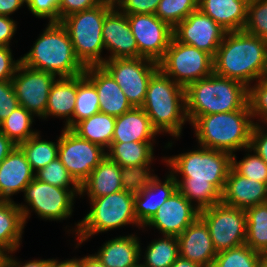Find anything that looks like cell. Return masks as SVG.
<instances>
[{"mask_svg":"<svg viewBox=\"0 0 267 267\" xmlns=\"http://www.w3.org/2000/svg\"><path fill=\"white\" fill-rule=\"evenodd\" d=\"M77 96V76L59 77L53 83L46 107L45 115L41 118L46 120L49 116L61 117L66 125L73 117Z\"/></svg>","mask_w":267,"mask_h":267,"instance_id":"30","label":"cell"},{"mask_svg":"<svg viewBox=\"0 0 267 267\" xmlns=\"http://www.w3.org/2000/svg\"><path fill=\"white\" fill-rule=\"evenodd\" d=\"M102 66L123 90L132 107H142L151 77L159 64L143 57L105 60Z\"/></svg>","mask_w":267,"mask_h":267,"instance_id":"12","label":"cell"},{"mask_svg":"<svg viewBox=\"0 0 267 267\" xmlns=\"http://www.w3.org/2000/svg\"><path fill=\"white\" fill-rule=\"evenodd\" d=\"M23 193L26 204L18 203L17 206L22 211L26 224L32 210L45 221H61L70 218L74 209V200L78 195L80 196V189L61 188L35 177Z\"/></svg>","mask_w":267,"mask_h":267,"instance_id":"9","label":"cell"},{"mask_svg":"<svg viewBox=\"0 0 267 267\" xmlns=\"http://www.w3.org/2000/svg\"><path fill=\"white\" fill-rule=\"evenodd\" d=\"M25 225L17 203L0 200V256L20 248Z\"/></svg>","mask_w":267,"mask_h":267,"instance_id":"29","label":"cell"},{"mask_svg":"<svg viewBox=\"0 0 267 267\" xmlns=\"http://www.w3.org/2000/svg\"><path fill=\"white\" fill-rule=\"evenodd\" d=\"M244 31L267 40V0H249Z\"/></svg>","mask_w":267,"mask_h":267,"instance_id":"41","label":"cell"},{"mask_svg":"<svg viewBox=\"0 0 267 267\" xmlns=\"http://www.w3.org/2000/svg\"><path fill=\"white\" fill-rule=\"evenodd\" d=\"M179 256L201 267H212L217 252L205 221L199 216L179 236Z\"/></svg>","mask_w":267,"mask_h":267,"instance_id":"21","label":"cell"},{"mask_svg":"<svg viewBox=\"0 0 267 267\" xmlns=\"http://www.w3.org/2000/svg\"><path fill=\"white\" fill-rule=\"evenodd\" d=\"M135 179L124 190L98 198H89L90 211L71 231L77 236L76 247L98 233L114 230L126 225L142 229L134 212Z\"/></svg>","mask_w":267,"mask_h":267,"instance_id":"6","label":"cell"},{"mask_svg":"<svg viewBox=\"0 0 267 267\" xmlns=\"http://www.w3.org/2000/svg\"><path fill=\"white\" fill-rule=\"evenodd\" d=\"M159 69L175 83L186 88L189 84L214 73L213 56L196 47L172 38Z\"/></svg>","mask_w":267,"mask_h":267,"instance_id":"10","label":"cell"},{"mask_svg":"<svg viewBox=\"0 0 267 267\" xmlns=\"http://www.w3.org/2000/svg\"><path fill=\"white\" fill-rule=\"evenodd\" d=\"M135 178L107 155L80 185V197L98 198L126 189Z\"/></svg>","mask_w":267,"mask_h":267,"instance_id":"20","label":"cell"},{"mask_svg":"<svg viewBox=\"0 0 267 267\" xmlns=\"http://www.w3.org/2000/svg\"><path fill=\"white\" fill-rule=\"evenodd\" d=\"M84 75L97 90L100 112L117 117L133 108L121 87L102 65L86 67Z\"/></svg>","mask_w":267,"mask_h":267,"instance_id":"23","label":"cell"},{"mask_svg":"<svg viewBox=\"0 0 267 267\" xmlns=\"http://www.w3.org/2000/svg\"><path fill=\"white\" fill-rule=\"evenodd\" d=\"M158 131L141 107L117 116L112 142H155Z\"/></svg>","mask_w":267,"mask_h":267,"instance_id":"26","label":"cell"},{"mask_svg":"<svg viewBox=\"0 0 267 267\" xmlns=\"http://www.w3.org/2000/svg\"><path fill=\"white\" fill-rule=\"evenodd\" d=\"M26 5V0H0V15L11 16Z\"/></svg>","mask_w":267,"mask_h":267,"instance_id":"51","label":"cell"},{"mask_svg":"<svg viewBox=\"0 0 267 267\" xmlns=\"http://www.w3.org/2000/svg\"><path fill=\"white\" fill-rule=\"evenodd\" d=\"M254 125L249 102L240 110L198 116L191 123L197 144L231 155L250 147Z\"/></svg>","mask_w":267,"mask_h":267,"instance_id":"3","label":"cell"},{"mask_svg":"<svg viewBox=\"0 0 267 267\" xmlns=\"http://www.w3.org/2000/svg\"><path fill=\"white\" fill-rule=\"evenodd\" d=\"M245 151L246 155L239 161L236 159V154H232L231 167L243 177L267 184V164L250 147H247Z\"/></svg>","mask_w":267,"mask_h":267,"instance_id":"39","label":"cell"},{"mask_svg":"<svg viewBox=\"0 0 267 267\" xmlns=\"http://www.w3.org/2000/svg\"><path fill=\"white\" fill-rule=\"evenodd\" d=\"M221 202L244 210L267 202V184L243 177L231 167Z\"/></svg>","mask_w":267,"mask_h":267,"instance_id":"25","label":"cell"},{"mask_svg":"<svg viewBox=\"0 0 267 267\" xmlns=\"http://www.w3.org/2000/svg\"><path fill=\"white\" fill-rule=\"evenodd\" d=\"M159 134L181 137L186 115L185 88L175 83L160 69L151 77L141 107Z\"/></svg>","mask_w":267,"mask_h":267,"instance_id":"7","label":"cell"},{"mask_svg":"<svg viewBox=\"0 0 267 267\" xmlns=\"http://www.w3.org/2000/svg\"><path fill=\"white\" fill-rule=\"evenodd\" d=\"M19 106L11 80L0 81V123Z\"/></svg>","mask_w":267,"mask_h":267,"instance_id":"44","label":"cell"},{"mask_svg":"<svg viewBox=\"0 0 267 267\" xmlns=\"http://www.w3.org/2000/svg\"><path fill=\"white\" fill-rule=\"evenodd\" d=\"M99 98L95 86L84 74L77 76V96L72 119L64 128L72 129L78 122L99 113Z\"/></svg>","mask_w":267,"mask_h":267,"instance_id":"34","label":"cell"},{"mask_svg":"<svg viewBox=\"0 0 267 267\" xmlns=\"http://www.w3.org/2000/svg\"><path fill=\"white\" fill-rule=\"evenodd\" d=\"M34 115L24 107L18 106L6 119L0 123V131L3 132L16 145L27 141L40 131L32 129Z\"/></svg>","mask_w":267,"mask_h":267,"instance_id":"36","label":"cell"},{"mask_svg":"<svg viewBox=\"0 0 267 267\" xmlns=\"http://www.w3.org/2000/svg\"><path fill=\"white\" fill-rule=\"evenodd\" d=\"M248 102L255 124L267 125V77L258 80L249 87Z\"/></svg>","mask_w":267,"mask_h":267,"instance_id":"42","label":"cell"},{"mask_svg":"<svg viewBox=\"0 0 267 267\" xmlns=\"http://www.w3.org/2000/svg\"><path fill=\"white\" fill-rule=\"evenodd\" d=\"M101 0H61L59 4V22L70 14L97 6Z\"/></svg>","mask_w":267,"mask_h":267,"instance_id":"47","label":"cell"},{"mask_svg":"<svg viewBox=\"0 0 267 267\" xmlns=\"http://www.w3.org/2000/svg\"><path fill=\"white\" fill-rule=\"evenodd\" d=\"M198 148L163 158L177 182V189L201 211L221 202L232 155L202 146Z\"/></svg>","mask_w":267,"mask_h":267,"instance_id":"1","label":"cell"},{"mask_svg":"<svg viewBox=\"0 0 267 267\" xmlns=\"http://www.w3.org/2000/svg\"><path fill=\"white\" fill-rule=\"evenodd\" d=\"M35 177L40 181L61 188L80 189V185L69 174L58 157L36 172Z\"/></svg>","mask_w":267,"mask_h":267,"instance_id":"40","label":"cell"},{"mask_svg":"<svg viewBox=\"0 0 267 267\" xmlns=\"http://www.w3.org/2000/svg\"><path fill=\"white\" fill-rule=\"evenodd\" d=\"M249 88L243 83L211 74L185 88L189 124L198 116L242 109L248 103Z\"/></svg>","mask_w":267,"mask_h":267,"instance_id":"4","label":"cell"},{"mask_svg":"<svg viewBox=\"0 0 267 267\" xmlns=\"http://www.w3.org/2000/svg\"><path fill=\"white\" fill-rule=\"evenodd\" d=\"M207 224L217 253L244 245L246 242V211L222 202L200 211Z\"/></svg>","mask_w":267,"mask_h":267,"instance_id":"11","label":"cell"},{"mask_svg":"<svg viewBox=\"0 0 267 267\" xmlns=\"http://www.w3.org/2000/svg\"><path fill=\"white\" fill-rule=\"evenodd\" d=\"M17 145L0 131V163L11 153Z\"/></svg>","mask_w":267,"mask_h":267,"instance_id":"52","label":"cell"},{"mask_svg":"<svg viewBox=\"0 0 267 267\" xmlns=\"http://www.w3.org/2000/svg\"><path fill=\"white\" fill-rule=\"evenodd\" d=\"M161 0H118L115 6L126 15L155 14Z\"/></svg>","mask_w":267,"mask_h":267,"instance_id":"45","label":"cell"},{"mask_svg":"<svg viewBox=\"0 0 267 267\" xmlns=\"http://www.w3.org/2000/svg\"><path fill=\"white\" fill-rule=\"evenodd\" d=\"M34 178L35 172L17 145L0 163V200H13L11 196L24 192Z\"/></svg>","mask_w":267,"mask_h":267,"instance_id":"24","label":"cell"},{"mask_svg":"<svg viewBox=\"0 0 267 267\" xmlns=\"http://www.w3.org/2000/svg\"><path fill=\"white\" fill-rule=\"evenodd\" d=\"M115 5L101 1L97 6L68 15L61 20L66 28L77 59L86 68L105 62L101 53L105 49L102 27L105 15Z\"/></svg>","mask_w":267,"mask_h":267,"instance_id":"8","label":"cell"},{"mask_svg":"<svg viewBox=\"0 0 267 267\" xmlns=\"http://www.w3.org/2000/svg\"><path fill=\"white\" fill-rule=\"evenodd\" d=\"M51 267H82V258H72L64 261L58 259H51Z\"/></svg>","mask_w":267,"mask_h":267,"instance_id":"53","label":"cell"},{"mask_svg":"<svg viewBox=\"0 0 267 267\" xmlns=\"http://www.w3.org/2000/svg\"><path fill=\"white\" fill-rule=\"evenodd\" d=\"M105 60L139 57L138 46L131 32L127 15L114 6L106 15L102 27Z\"/></svg>","mask_w":267,"mask_h":267,"instance_id":"19","label":"cell"},{"mask_svg":"<svg viewBox=\"0 0 267 267\" xmlns=\"http://www.w3.org/2000/svg\"><path fill=\"white\" fill-rule=\"evenodd\" d=\"M11 46H0V81L12 80L21 63V58L15 60Z\"/></svg>","mask_w":267,"mask_h":267,"instance_id":"46","label":"cell"},{"mask_svg":"<svg viewBox=\"0 0 267 267\" xmlns=\"http://www.w3.org/2000/svg\"><path fill=\"white\" fill-rule=\"evenodd\" d=\"M153 144L154 142H112L106 153L133 178H140L153 174L154 170L150 167L154 159Z\"/></svg>","mask_w":267,"mask_h":267,"instance_id":"22","label":"cell"},{"mask_svg":"<svg viewBox=\"0 0 267 267\" xmlns=\"http://www.w3.org/2000/svg\"><path fill=\"white\" fill-rule=\"evenodd\" d=\"M226 33L200 9L193 11L173 28V37L178 42L203 50L213 57Z\"/></svg>","mask_w":267,"mask_h":267,"instance_id":"16","label":"cell"},{"mask_svg":"<svg viewBox=\"0 0 267 267\" xmlns=\"http://www.w3.org/2000/svg\"><path fill=\"white\" fill-rule=\"evenodd\" d=\"M170 267H201L200 265L179 256Z\"/></svg>","mask_w":267,"mask_h":267,"instance_id":"55","label":"cell"},{"mask_svg":"<svg viewBox=\"0 0 267 267\" xmlns=\"http://www.w3.org/2000/svg\"><path fill=\"white\" fill-rule=\"evenodd\" d=\"M101 1H103V2H109V3H112V4L115 5L118 0H101Z\"/></svg>","mask_w":267,"mask_h":267,"instance_id":"57","label":"cell"},{"mask_svg":"<svg viewBox=\"0 0 267 267\" xmlns=\"http://www.w3.org/2000/svg\"><path fill=\"white\" fill-rule=\"evenodd\" d=\"M100 145L79 137L71 129L61 130L58 158L81 185L107 155Z\"/></svg>","mask_w":267,"mask_h":267,"instance_id":"13","label":"cell"},{"mask_svg":"<svg viewBox=\"0 0 267 267\" xmlns=\"http://www.w3.org/2000/svg\"><path fill=\"white\" fill-rule=\"evenodd\" d=\"M127 19L138 46L139 57L159 63L173 38V28L155 14H128Z\"/></svg>","mask_w":267,"mask_h":267,"instance_id":"14","label":"cell"},{"mask_svg":"<svg viewBox=\"0 0 267 267\" xmlns=\"http://www.w3.org/2000/svg\"><path fill=\"white\" fill-rule=\"evenodd\" d=\"M139 240L136 234L112 238L95 255L106 267H136L142 260Z\"/></svg>","mask_w":267,"mask_h":267,"instance_id":"28","label":"cell"},{"mask_svg":"<svg viewBox=\"0 0 267 267\" xmlns=\"http://www.w3.org/2000/svg\"><path fill=\"white\" fill-rule=\"evenodd\" d=\"M263 255L246 244L217 253L212 267H258Z\"/></svg>","mask_w":267,"mask_h":267,"instance_id":"37","label":"cell"},{"mask_svg":"<svg viewBox=\"0 0 267 267\" xmlns=\"http://www.w3.org/2000/svg\"><path fill=\"white\" fill-rule=\"evenodd\" d=\"M258 267H267V256H263Z\"/></svg>","mask_w":267,"mask_h":267,"instance_id":"56","label":"cell"},{"mask_svg":"<svg viewBox=\"0 0 267 267\" xmlns=\"http://www.w3.org/2000/svg\"><path fill=\"white\" fill-rule=\"evenodd\" d=\"M140 256L144 257L143 262H140L143 267H170L179 257L177 236L163 235L151 241L145 253L140 250Z\"/></svg>","mask_w":267,"mask_h":267,"instance_id":"33","label":"cell"},{"mask_svg":"<svg viewBox=\"0 0 267 267\" xmlns=\"http://www.w3.org/2000/svg\"><path fill=\"white\" fill-rule=\"evenodd\" d=\"M12 251L9 253L0 256V267H51V259H34L26 261L25 263L17 261L18 259L13 257ZM12 254V255H11Z\"/></svg>","mask_w":267,"mask_h":267,"instance_id":"49","label":"cell"},{"mask_svg":"<svg viewBox=\"0 0 267 267\" xmlns=\"http://www.w3.org/2000/svg\"><path fill=\"white\" fill-rule=\"evenodd\" d=\"M82 267H106L95 254L82 257Z\"/></svg>","mask_w":267,"mask_h":267,"instance_id":"54","label":"cell"},{"mask_svg":"<svg viewBox=\"0 0 267 267\" xmlns=\"http://www.w3.org/2000/svg\"><path fill=\"white\" fill-rule=\"evenodd\" d=\"M246 242L252 250L267 256V202L247 208Z\"/></svg>","mask_w":267,"mask_h":267,"instance_id":"32","label":"cell"},{"mask_svg":"<svg viewBox=\"0 0 267 267\" xmlns=\"http://www.w3.org/2000/svg\"><path fill=\"white\" fill-rule=\"evenodd\" d=\"M60 1L61 0H26V5L36 18H48L49 22H59Z\"/></svg>","mask_w":267,"mask_h":267,"instance_id":"43","label":"cell"},{"mask_svg":"<svg viewBox=\"0 0 267 267\" xmlns=\"http://www.w3.org/2000/svg\"><path fill=\"white\" fill-rule=\"evenodd\" d=\"M250 148L267 164V129L263 125H254L251 134Z\"/></svg>","mask_w":267,"mask_h":267,"instance_id":"48","label":"cell"},{"mask_svg":"<svg viewBox=\"0 0 267 267\" xmlns=\"http://www.w3.org/2000/svg\"><path fill=\"white\" fill-rule=\"evenodd\" d=\"M249 0H199L198 9L227 32L242 31L247 22Z\"/></svg>","mask_w":267,"mask_h":267,"instance_id":"27","label":"cell"},{"mask_svg":"<svg viewBox=\"0 0 267 267\" xmlns=\"http://www.w3.org/2000/svg\"><path fill=\"white\" fill-rule=\"evenodd\" d=\"M200 216V211L177 189L142 227H153L163 235L179 236Z\"/></svg>","mask_w":267,"mask_h":267,"instance_id":"17","label":"cell"},{"mask_svg":"<svg viewBox=\"0 0 267 267\" xmlns=\"http://www.w3.org/2000/svg\"><path fill=\"white\" fill-rule=\"evenodd\" d=\"M199 0H161L155 15L174 28L178 23L198 9Z\"/></svg>","mask_w":267,"mask_h":267,"instance_id":"38","label":"cell"},{"mask_svg":"<svg viewBox=\"0 0 267 267\" xmlns=\"http://www.w3.org/2000/svg\"><path fill=\"white\" fill-rule=\"evenodd\" d=\"M17 21L10 16L0 15V46H10L17 31Z\"/></svg>","mask_w":267,"mask_h":267,"instance_id":"50","label":"cell"},{"mask_svg":"<svg viewBox=\"0 0 267 267\" xmlns=\"http://www.w3.org/2000/svg\"><path fill=\"white\" fill-rule=\"evenodd\" d=\"M20 58L25 66L52 73L57 78L74 77L85 72L75 55L69 34L60 22H48L29 52Z\"/></svg>","mask_w":267,"mask_h":267,"instance_id":"5","label":"cell"},{"mask_svg":"<svg viewBox=\"0 0 267 267\" xmlns=\"http://www.w3.org/2000/svg\"><path fill=\"white\" fill-rule=\"evenodd\" d=\"M18 146L24 152L27 161L36 173L58 157L59 137L55 143L46 139L43 140L38 132Z\"/></svg>","mask_w":267,"mask_h":267,"instance_id":"35","label":"cell"},{"mask_svg":"<svg viewBox=\"0 0 267 267\" xmlns=\"http://www.w3.org/2000/svg\"><path fill=\"white\" fill-rule=\"evenodd\" d=\"M56 77L52 73L35 70L20 63L11 80L19 106L24 107L34 116L42 118Z\"/></svg>","mask_w":267,"mask_h":267,"instance_id":"15","label":"cell"},{"mask_svg":"<svg viewBox=\"0 0 267 267\" xmlns=\"http://www.w3.org/2000/svg\"><path fill=\"white\" fill-rule=\"evenodd\" d=\"M214 74L243 83L267 77V40L242 31L227 32L215 56Z\"/></svg>","mask_w":267,"mask_h":267,"instance_id":"2","label":"cell"},{"mask_svg":"<svg viewBox=\"0 0 267 267\" xmlns=\"http://www.w3.org/2000/svg\"><path fill=\"white\" fill-rule=\"evenodd\" d=\"M115 121V116L99 112L78 122L71 130L79 137L107 150L112 143Z\"/></svg>","mask_w":267,"mask_h":267,"instance_id":"31","label":"cell"},{"mask_svg":"<svg viewBox=\"0 0 267 267\" xmlns=\"http://www.w3.org/2000/svg\"><path fill=\"white\" fill-rule=\"evenodd\" d=\"M162 182L155 174L135 178L134 212L137 221L144 226L161 205L176 190L177 182L170 173Z\"/></svg>","mask_w":267,"mask_h":267,"instance_id":"18","label":"cell"}]
</instances>
